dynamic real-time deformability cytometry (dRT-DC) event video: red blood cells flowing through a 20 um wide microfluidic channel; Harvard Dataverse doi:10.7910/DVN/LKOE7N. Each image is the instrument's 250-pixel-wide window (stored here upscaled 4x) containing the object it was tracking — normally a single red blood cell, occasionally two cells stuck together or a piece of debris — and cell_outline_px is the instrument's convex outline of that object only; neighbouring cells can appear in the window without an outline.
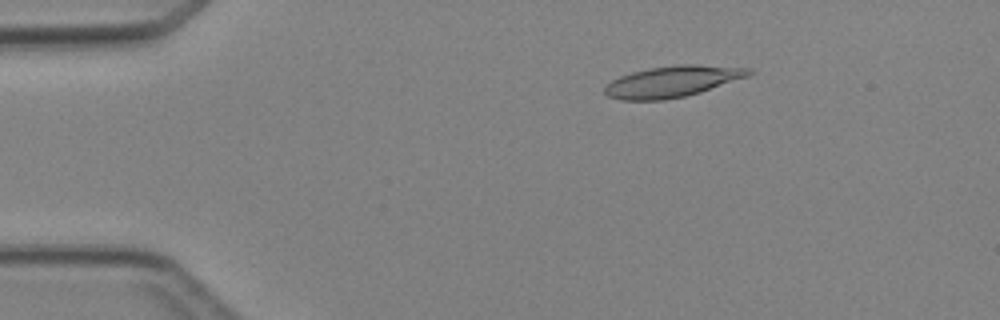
{"species": "Egyptian fruit bat (a non-hibernating species)", "species_latin": "Rousettus aegyptiacus", "temperature_condition": "cold", "stored_images_in_passage": 4, "camera_frame_rate_fps": 3000, "um_per_image_px": 0.085, "animal": {"sex": "female"}, "frame": {"image": 1, "passage_image": 1, "time_ms": 0.0, "image_size_px": [1000, 320], "cell_outline_px": [[756, 72], [748, 76], [700, 92], [684, 96], [664, 100], [624, 100], [608, 96], [604, 92], [604, 88], [612, 80], [620, 76], [632, 72], [648, 68], [676, 64], [696, 64], [752, 68]], "centroid_in_image_um": [57.18, 6.91], "position_along_channel_um": 27.8, "area_um2": 26.18}}
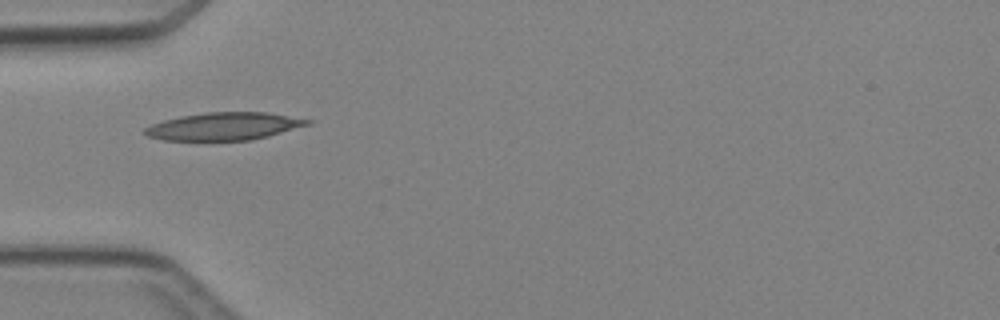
{"frame": {"image": 2, "passage_image": 3, "time_ms": 2.333, "image_size_px": [1000, 320], "cell_outline_px": [[316, 120], [312, 124], [268, 136], [252, 140], [164, 140], [148, 136], [144, 132], [144, 128], [152, 124], [164, 120], [180, 116], [204, 112], [268, 112]], "centroid_in_image_um": [19.11, 10.72], "position_along_channel_um": 65.9, "area_um2": 26.36}}
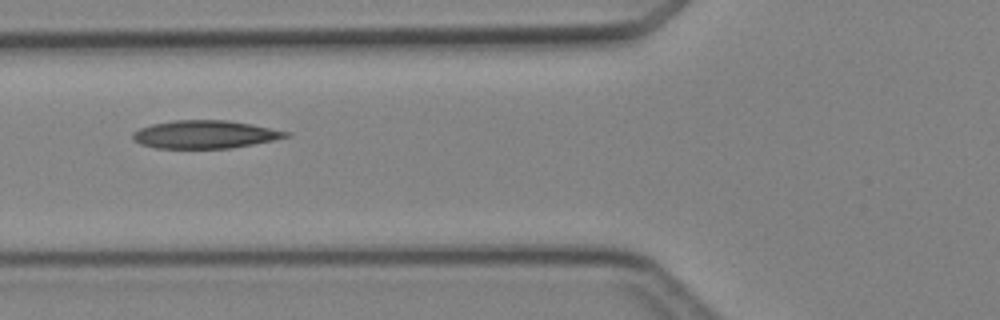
{"frame": {"image": 3, "passage_image": 4, "time_ms": 3.333, "image_size_px": [1000, 320], "cell_outline_px": [[292, 136], [232, 148], [156, 148], [140, 144], [132, 136], [132, 132], [140, 128], [152, 124], [172, 120], [228, 120], [292, 132]], "centroid_in_image_um": [17.43, 11.42], "position_along_channel_um": 108.4, "area_um2": 24.91}}